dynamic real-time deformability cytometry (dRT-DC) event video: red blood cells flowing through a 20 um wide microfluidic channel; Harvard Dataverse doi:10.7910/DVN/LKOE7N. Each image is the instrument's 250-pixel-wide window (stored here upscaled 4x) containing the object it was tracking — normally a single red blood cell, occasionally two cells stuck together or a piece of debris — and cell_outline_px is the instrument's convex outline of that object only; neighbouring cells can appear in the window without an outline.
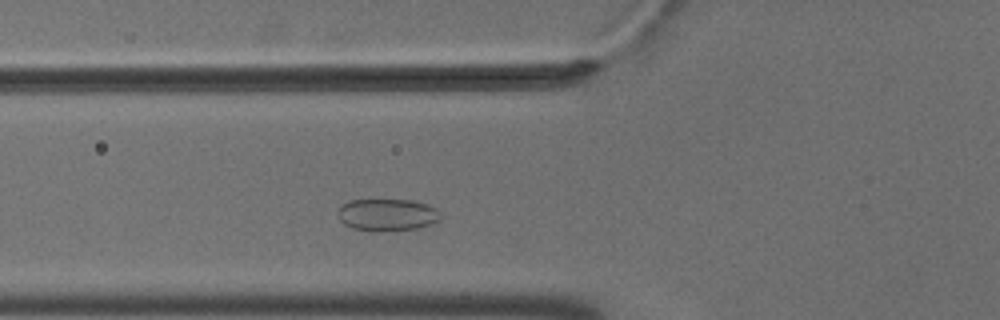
{"species": "common noctule bat (a hibernating species)", "species_latin": "Nyctalus noctula", "temperature_condition": "cold", "stored_images_in_passage": 46, "camera_frame_rate_fps": 3000, "um_per_image_px": 0.085, "animal": {"sex": "male", "body_mass_g": 18.8}, "frame": {"image": 1, "passage_image": 10, "time_ms": 3.0, "image_size_px": [1000, 320], "cell_outline_px": [[440, 220], [432, 224], [420, 228], [352, 228], [344, 224], [340, 220], [336, 212], [348, 200], [412, 200], [428, 204], [436, 208], [440, 212]], "centroid_in_image_um": [32.95, 18.2], "position_along_channel_um": 92.8, "area_um2": 18.5}}
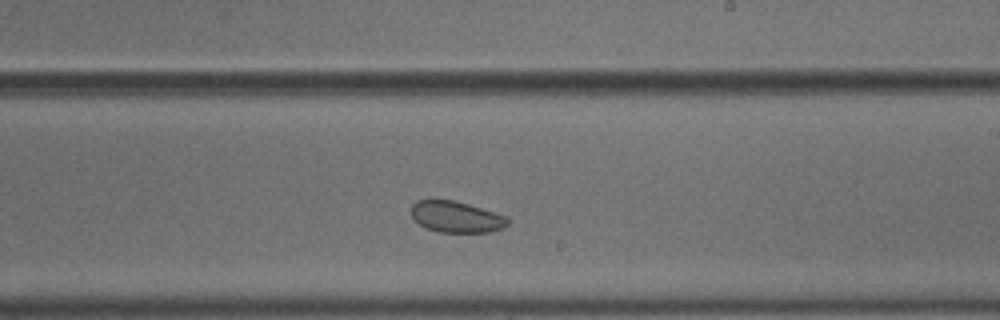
{"frame": {"image": 2, "passage_image": 23, "time_ms": 7.333, "image_size_px": [1000, 320], "cell_outline_px": [[512, 220], [504, 228], [488, 232], [440, 232], [428, 228], [412, 220], [408, 208], [416, 200], [428, 196], [452, 200], [468, 204], [508, 216]], "centroid_in_image_um": [38.71, 18.39], "position_along_channel_um": 250.3, "area_um2": 18.38}}
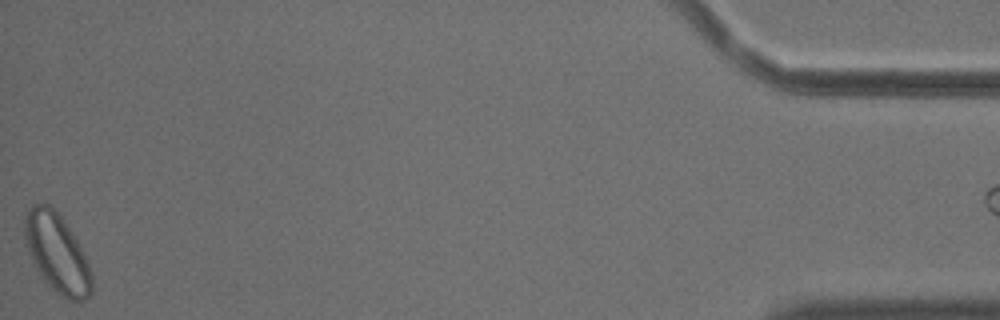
{"frame": {"image": 3, "passage_image": 45, "time_ms": 14.667, "image_size_px": [1000, 320], "cell_outline_px": [[92, 292], [84, 300], [68, 300], [56, 292], [44, 280], [36, 268], [28, 252], [24, 236], [24, 216], [28, 208], [32, 204], [48, 204], [60, 216], [76, 240], [88, 264], [92, 276]], "centroid_in_image_um": [4.81, 21.52], "position_along_channel_um": 430.4, "area_um2": 30.29}}